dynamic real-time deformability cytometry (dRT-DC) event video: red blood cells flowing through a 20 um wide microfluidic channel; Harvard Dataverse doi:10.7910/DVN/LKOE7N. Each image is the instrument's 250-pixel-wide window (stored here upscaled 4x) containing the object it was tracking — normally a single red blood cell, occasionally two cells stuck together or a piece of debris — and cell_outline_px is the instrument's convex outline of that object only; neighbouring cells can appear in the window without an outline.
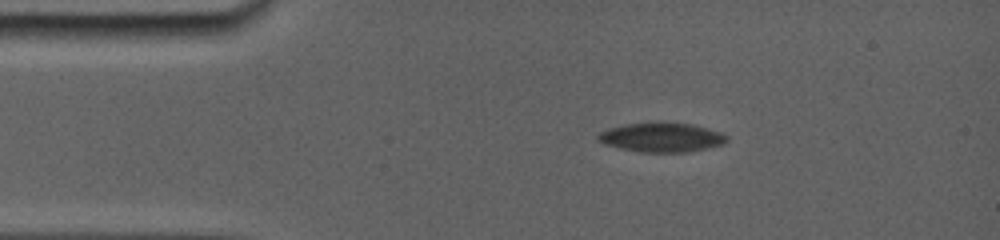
{"species": "common noctule bat (a hibernating species)", "species_latin": "Nyctalus noctula", "temperature_condition": "room temperature", "stored_images_in_passage": 6, "camera_frame_rate_fps": 5000, "um_per_image_px": 0.085, "animal": {"sex": "female", "body_mass_g": 19.0, "forearm_length_mm": 56.7}, "frame": {"image": 1, "passage_image": 3, "time_ms": 1.8, "image_size_px": [1000, 240], "cell_outline_px": [[724, 140], [712, 144], [676, 152], [652, 152], [628, 148], [600, 140], [600, 136], [604, 132], [612, 128], [628, 124], [688, 124], [704, 128], [716, 132], [724, 136]], "centroid_in_image_um": [56.19, 11.66], "position_along_channel_um": 28.8, "area_um2": 19.02}}
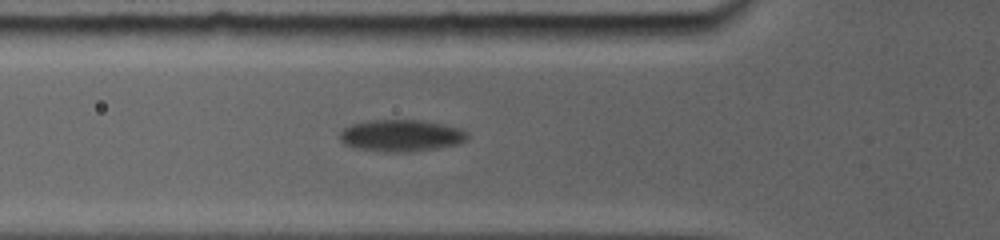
{"frame": {"image": 2, "passage_image": 6, "time_ms": 4.8, "image_size_px": [1000, 240], "cell_outline_px": [[464, 140], [456, 144], [408, 152], [396, 152], [364, 148], [348, 144], [340, 136], [344, 128], [352, 124], [376, 120], [420, 120], [452, 128], [464, 132]], "centroid_in_image_um": [34.05, 11.51], "position_along_channel_um": 91.8, "area_um2": 22.02}}